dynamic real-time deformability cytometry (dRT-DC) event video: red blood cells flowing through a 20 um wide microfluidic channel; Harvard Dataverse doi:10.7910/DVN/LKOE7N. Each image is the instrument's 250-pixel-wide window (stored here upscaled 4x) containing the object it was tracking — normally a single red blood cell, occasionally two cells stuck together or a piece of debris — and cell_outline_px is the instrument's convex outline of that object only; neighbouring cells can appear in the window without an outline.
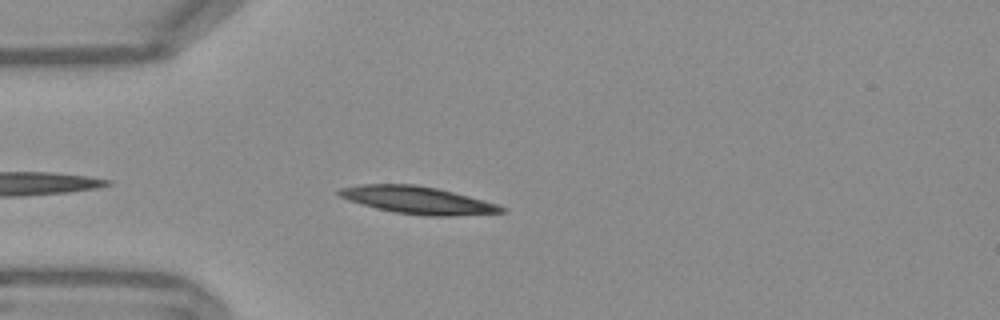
{"species": "Egyptian fruit bat (a non-hibernating species)", "species_latin": "Rousettus aegyptiacus", "temperature_condition": "warm", "stored_images_in_passage": 39, "camera_frame_rate_fps": 3000, "um_per_image_px": 0.085, "frame": {"image": 1, "passage_image": 3, "time_ms": 0.667, "image_size_px": [1000, 320], "cell_outline_px": [[504, 212], [448, 216], [428, 216], [396, 212], [376, 208], [360, 204], [348, 200], [340, 196], [336, 192], [340, 188], [360, 184], [416, 184], [436, 188], [484, 200], [496, 204], [504, 208]], "centroid_in_image_um": [35.44, 17.0], "position_along_channel_um": 49.6, "area_um2": 25.61}}
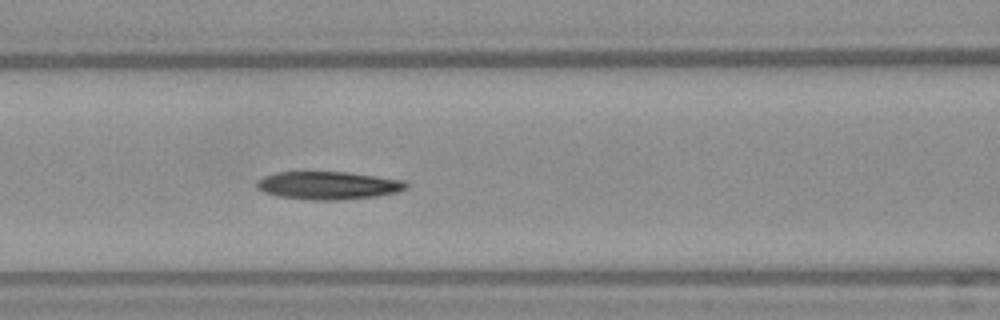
{"frame": {"image": 2, "passage_image": 11, "time_ms": 3.333, "image_size_px": [1000, 320], "cell_outline_px": [[408, 188], [396, 192], [376, 196], [340, 200], [308, 200], [280, 196], [264, 192], [256, 188], [256, 180], [264, 176], [276, 172], [348, 172], [404, 180], [408, 184]], "centroid_in_image_um": [27.89, 15.76], "position_along_channel_um": 138.7, "area_um2": 24.39}}
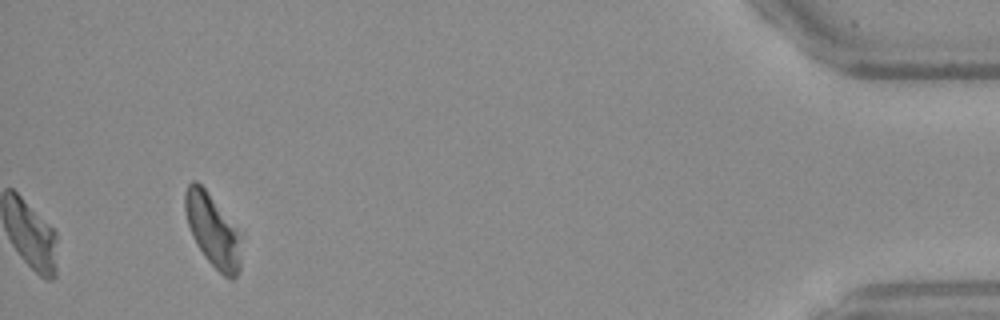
{"frame": {"image": 3, "passage_image": 39, "time_ms": 12.667, "image_size_px": [1000, 320], "cell_outline_px": [[244, 236], [240, 268], [236, 276], [232, 280], [228, 280], [204, 256], [196, 244], [192, 236], [184, 212], [184, 192], [188, 184], [192, 180], [196, 180], [204, 188]], "centroid_in_image_um": [18.12, 19.61], "position_along_channel_um": 417.1, "area_um2": 24.28}, "authors_computed_cell_mechanics": {"area_um2": 24.1026, "velocity_mm_per_s": 3.7848, "shape_relaxation_time_tau1_ms": 4.8128, "shape_relaxation_time_tau2_ms": null, "deformation_change_tau1": 0.1326, "deformation_change_tau2": null}}